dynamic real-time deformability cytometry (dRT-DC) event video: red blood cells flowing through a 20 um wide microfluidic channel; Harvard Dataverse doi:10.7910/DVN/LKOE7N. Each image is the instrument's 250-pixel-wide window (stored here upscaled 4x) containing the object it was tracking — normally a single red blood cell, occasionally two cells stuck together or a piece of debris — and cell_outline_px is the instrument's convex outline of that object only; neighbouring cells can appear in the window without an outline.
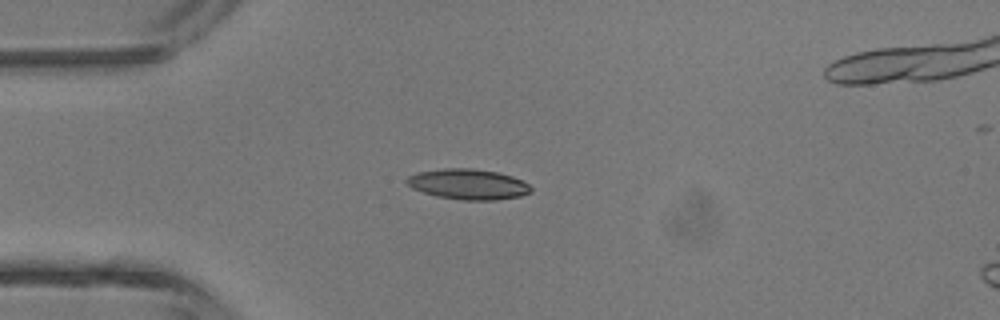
{"species": "common noctule bat (a hibernating species)", "species_latin": "Nyctalus noctula", "temperature_condition": "room temperature", "stored_images_in_passage": 5, "camera_frame_rate_fps": 3000, "um_per_image_px": 0.085, "animal": {"sex": "male", "body_mass_g": 13.3}, "frame": {"image": 1, "passage_image": 4, "time_ms": 3.333, "image_size_px": [1000, 320], "cell_outline_px": [[532, 192], [520, 196], [496, 200], [464, 200], [436, 196], [412, 188], [404, 180], [408, 176], [416, 172], [444, 168], [472, 168], [496, 172], [512, 176], [528, 184], [532, 188]], "centroid_in_image_um": [39.78, 15.65], "position_along_channel_um": 45.2, "area_um2": 22.02}}